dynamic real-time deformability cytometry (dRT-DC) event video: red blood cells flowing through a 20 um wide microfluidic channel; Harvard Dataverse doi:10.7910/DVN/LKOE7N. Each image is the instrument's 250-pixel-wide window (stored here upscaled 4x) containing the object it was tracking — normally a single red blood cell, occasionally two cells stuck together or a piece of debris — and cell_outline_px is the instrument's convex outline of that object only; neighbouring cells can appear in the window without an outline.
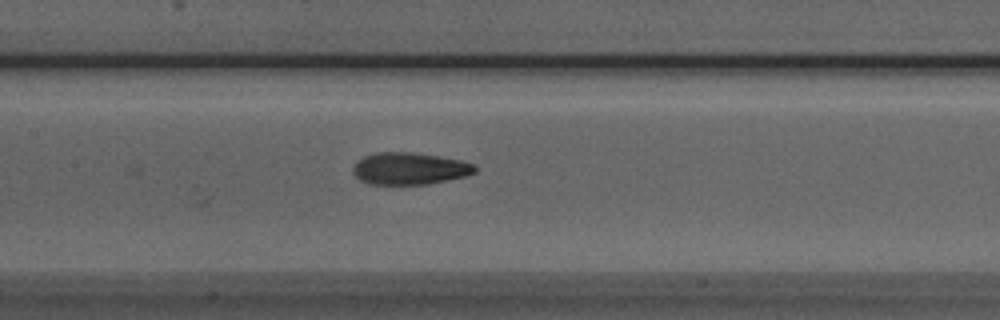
{"species": "Egyptian fruit bat (a non-hibernating species)", "species_latin": "Rousettus aegyptiacus", "temperature_condition": "room temperature", "stored_images_in_passage": 22, "camera_frame_rate_fps": 3000, "um_per_image_px": 0.085, "animal": {"sex": "male"}, "frame": {"image": 1, "passage_image": 8, "time_ms": 2.333, "image_size_px": [1000, 320], "cell_outline_px": [[476, 172], [464, 176], [428, 184], [368, 184], [360, 180], [352, 172], [352, 168], [356, 160], [364, 156], [376, 152], [412, 152], [440, 156], [460, 160], [472, 164], [476, 168]], "centroid_in_image_um": [34.76, 14.32], "position_along_channel_um": 172.6, "area_um2": 22.77}}
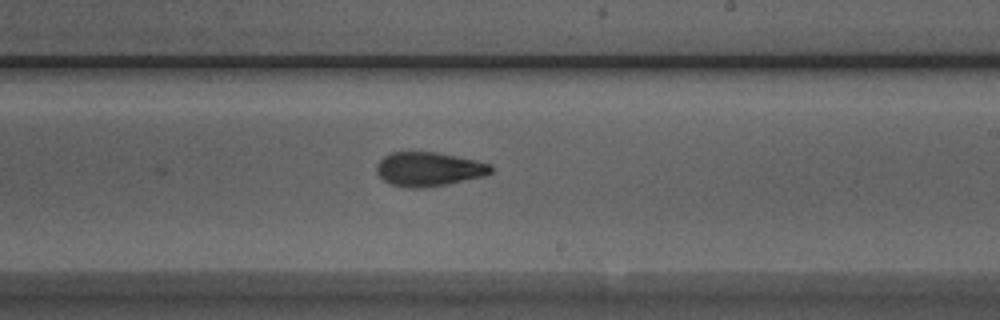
{"frame": {"image": 2, "passage_image": 14, "time_ms": 4.333, "image_size_px": [1000, 320], "cell_outline_px": [[492, 172], [484, 176], [448, 184], [416, 188], [408, 188], [392, 184], [384, 180], [376, 172], [376, 164], [384, 156], [392, 152], [436, 152], [476, 160], [488, 164], [492, 168]], "centroid_in_image_um": [36.43, 14.37], "position_along_channel_um": 252.6, "area_um2": 22.54}}
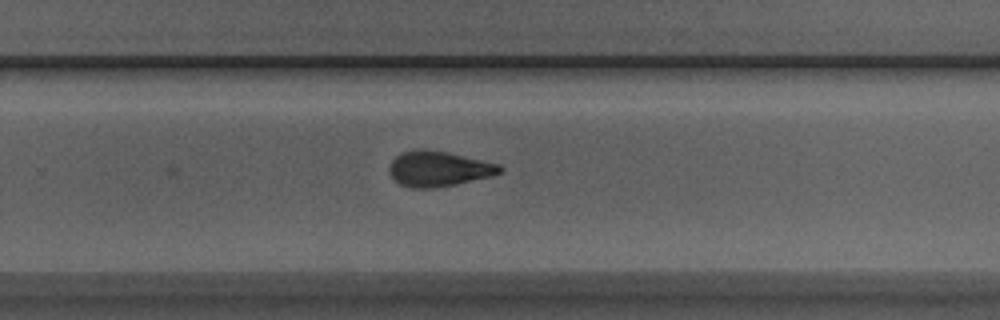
{"frame": {"image": 3, "passage_image": 17, "time_ms": 5.333, "image_size_px": [1000, 320], "cell_outline_px": [[504, 168], [500, 172], [492, 176], [456, 184], [432, 188], [412, 188], [400, 184], [388, 172], [388, 168], [392, 160], [396, 156], [404, 152], [420, 148], [424, 148], [448, 152], [500, 164]], "centroid_in_image_um": [37.28, 14.34], "position_along_channel_um": 292.5, "area_um2": 22.77}}